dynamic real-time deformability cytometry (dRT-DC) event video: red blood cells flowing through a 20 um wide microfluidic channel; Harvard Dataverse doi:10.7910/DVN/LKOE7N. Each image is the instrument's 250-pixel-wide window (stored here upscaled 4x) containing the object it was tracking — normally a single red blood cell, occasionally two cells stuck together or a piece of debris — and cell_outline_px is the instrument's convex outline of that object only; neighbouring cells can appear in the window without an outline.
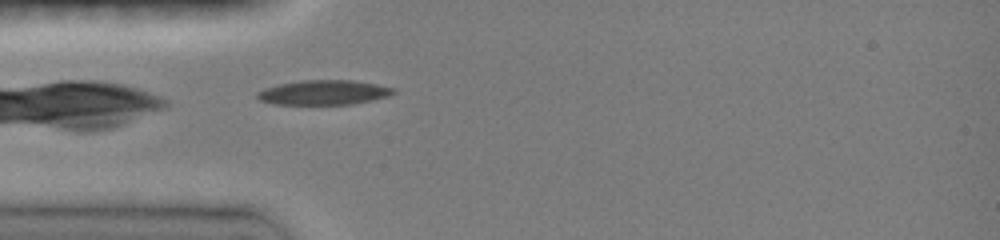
{"species": "common noctule bat (a hibernating species)", "species_latin": "Nyctalus noctula", "temperature_condition": "room temperature", "stored_images_in_passage": 32, "camera_frame_rate_fps": 3000, "um_per_image_px": 0.085, "animal": {"sex": "female", "body_mass_g": 19.0, "forearm_length_mm": 51.5}, "frame": {"image": 1, "passage_image": 1, "time_ms": 0.0, "image_size_px": [1000, 240], "cell_outline_px": [[396, 92], [388, 96], [372, 100], [352, 104], [272, 104], [260, 100], [256, 96], [256, 92], [264, 88], [280, 84], [300, 80], [352, 80], [376, 84], [396, 88]], "centroid_in_image_um": [27.51, 7.85], "position_along_channel_um": 57.5, "area_um2": 19.59}, "authors_computed_cell_mechanics": {"area_um2": 19.5653, "velocity_mm_per_s": 4.1397, "shape_relaxation_time_tau1_ms": 6.1883, "shape_relaxation_time_tau2_ms": null, "deformation_change_tau1": 0.2242, "deformation_change_tau2": null}}